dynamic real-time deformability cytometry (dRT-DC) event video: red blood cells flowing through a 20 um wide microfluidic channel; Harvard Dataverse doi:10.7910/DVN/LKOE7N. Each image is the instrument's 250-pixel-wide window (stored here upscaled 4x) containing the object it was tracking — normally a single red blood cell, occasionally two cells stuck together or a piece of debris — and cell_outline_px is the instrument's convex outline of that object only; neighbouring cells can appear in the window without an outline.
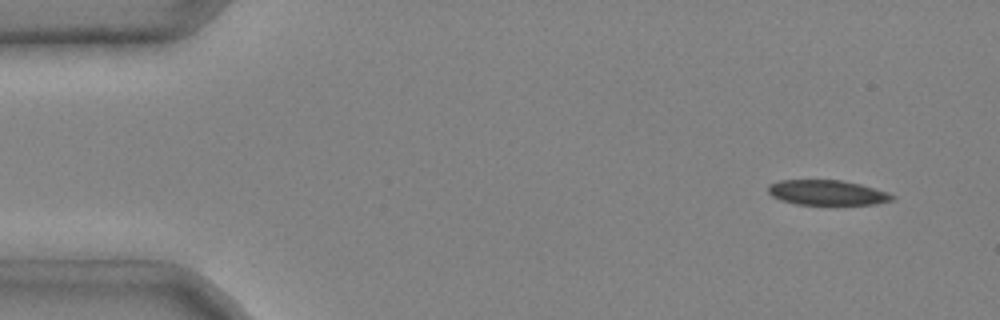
{"species": "common noctule bat (a hibernating species)", "species_latin": "Nyctalus noctula", "temperature_condition": "cold", "stored_images_in_passage": 4, "camera_frame_rate_fps": 3000, "um_per_image_px": 0.085, "animal": {"sex": "male", "body_mass_g": 20.4}, "frame": {"image": 1, "passage_image": 1, "time_ms": 0.0, "image_size_px": [1000, 320], "cell_outline_px": [[896, 200], [876, 204], [796, 204], [780, 200], [772, 196], [768, 192], [768, 184], [780, 180], [840, 180], [860, 184], [888, 192], [896, 196]], "centroid_in_image_um": [70.32, 16.37], "position_along_channel_um": 14.7, "area_um2": 18.15}}